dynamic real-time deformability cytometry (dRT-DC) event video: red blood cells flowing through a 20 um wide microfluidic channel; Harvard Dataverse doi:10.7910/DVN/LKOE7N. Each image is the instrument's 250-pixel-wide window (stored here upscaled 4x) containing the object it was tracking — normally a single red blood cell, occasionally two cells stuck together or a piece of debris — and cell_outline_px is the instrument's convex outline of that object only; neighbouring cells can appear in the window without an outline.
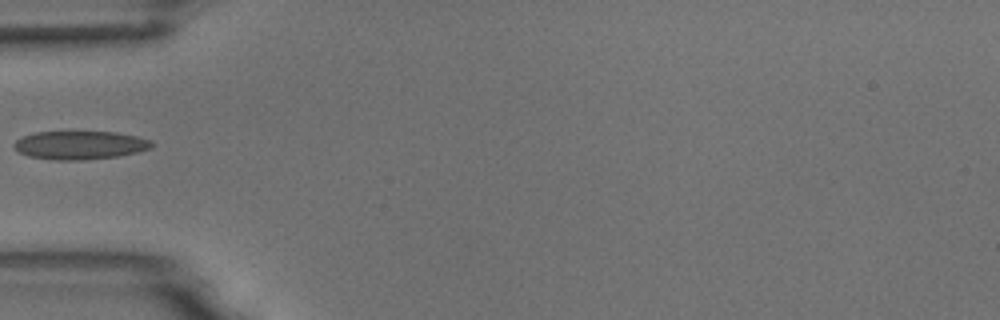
{"species": "common noctule bat (a hibernating species)", "species_latin": "Nyctalus noctula", "temperature_condition": "room temperature", "stored_images_in_passage": 18, "camera_frame_rate_fps": 3000, "um_per_image_px": 0.085, "animal": {"sex": "male", "body_mass_g": 18.8}, "frame": {"image": 1, "passage_image": 1, "time_ms": 0.0, "image_size_px": [1000, 320], "cell_outline_px": [[156, 144], [152, 148], [120, 156], [84, 160], [52, 160], [28, 156], [20, 152], [12, 144], [16, 140], [24, 136], [36, 132], [116, 132], [136, 136], [152, 140]], "centroid_in_image_um": [6.84, 12.34], "position_along_channel_um": 78.2, "area_um2": 22.89}}
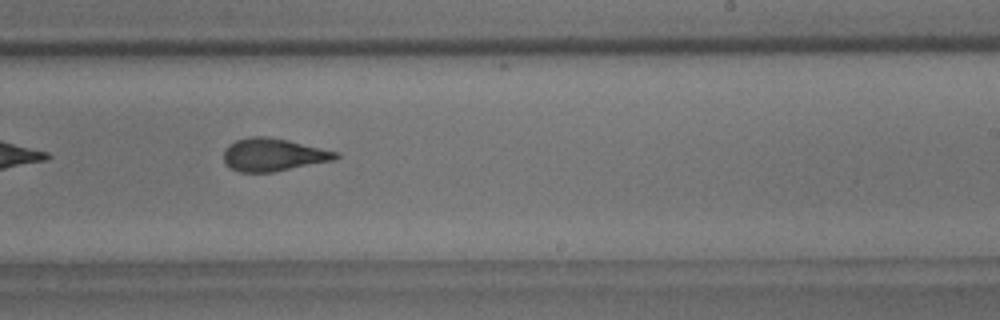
{"frame": {"image": 2, "passage_image": 16, "time_ms": 5.0, "image_size_px": [1000, 320], "cell_outline_px": [[340, 156], [332, 160], [272, 172], [240, 172], [228, 168], [224, 164], [224, 148], [228, 144], [236, 140], [248, 136], [268, 136], [288, 140], [340, 152]], "centroid_in_image_um": [23.17, 13.14], "position_along_channel_um": 265.8, "area_um2": 21.56}}